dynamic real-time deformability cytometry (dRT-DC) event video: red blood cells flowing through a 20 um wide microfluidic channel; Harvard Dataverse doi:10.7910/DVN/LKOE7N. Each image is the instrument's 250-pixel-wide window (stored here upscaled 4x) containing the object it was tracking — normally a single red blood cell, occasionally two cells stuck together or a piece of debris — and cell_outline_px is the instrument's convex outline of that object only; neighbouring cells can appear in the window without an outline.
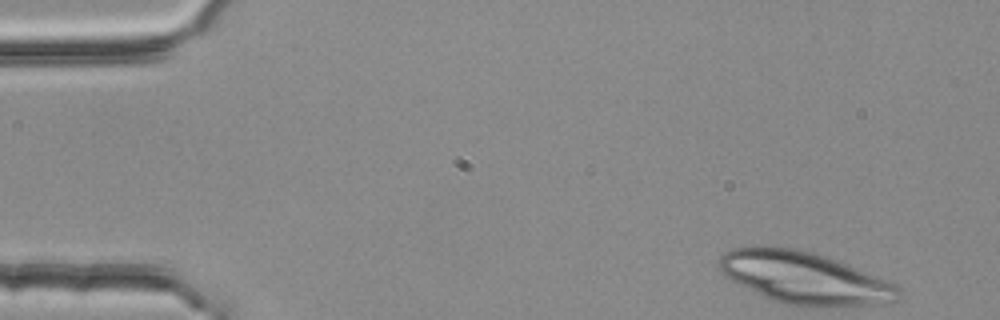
{"species": "common noctule bat (a hibernating species)", "species_latin": "Nyctalus noctula", "temperature_condition": "room temperature", "stored_images_in_passage": 15, "camera_frame_rate_fps": 3000, "um_per_image_px": 0.085, "animal": {"sex": "female", "body_mass_g": 25.1}, "frame": {"image": 1, "passage_image": 1, "time_ms": 0.0, "image_size_px": [1000, 320], "cell_outline_px": [[904, 288], [900, 300], [892, 304], [784, 304], [772, 300], [724, 276], [720, 268], [720, 256], [724, 252], [732, 248], [764, 244], [792, 248], [816, 252], [840, 260], [900, 284]], "centroid_in_image_um": [68.47, 23.56], "position_along_channel_um": 16.5, "area_um2": 54.74}}